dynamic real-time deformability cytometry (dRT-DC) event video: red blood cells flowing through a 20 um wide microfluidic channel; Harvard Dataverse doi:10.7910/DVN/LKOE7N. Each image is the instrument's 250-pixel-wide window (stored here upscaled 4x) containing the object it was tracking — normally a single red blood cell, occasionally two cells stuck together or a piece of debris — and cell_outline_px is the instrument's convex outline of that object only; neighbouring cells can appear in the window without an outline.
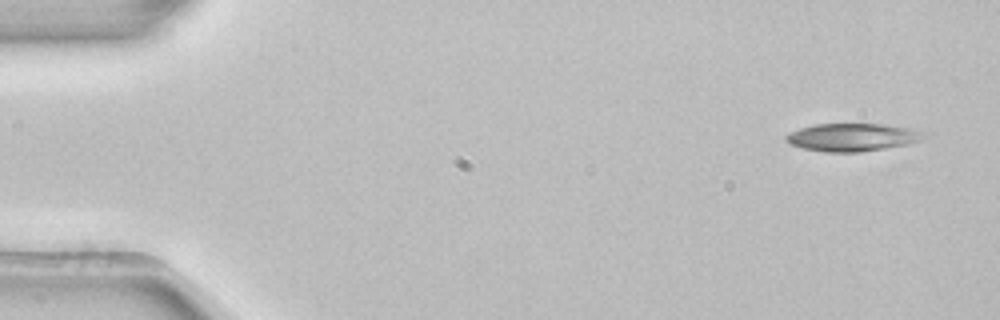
{"species": "common noctule bat (a hibernating species)", "species_latin": "Nyctalus noctula", "temperature_condition": "room temperature", "stored_images_in_passage": 5, "camera_frame_rate_fps": 3000, "um_per_image_px": 0.085, "animal": {"sex": "female", "body_mass_g": 22.7, "forearm_length_mm": 54.2}, "frame": {"image": 1, "passage_image": 1, "time_ms": 0.0, "image_size_px": [1000, 320], "cell_outline_px": [[928, 132], [920, 140], [908, 144], [860, 152], [824, 152], [800, 148], [788, 144], [784, 140], [784, 136], [800, 128], [816, 124], [888, 124], [912, 128]], "centroid_in_image_um": [72.44, 11.66], "position_along_channel_um": 12.6, "area_um2": 22.6}}
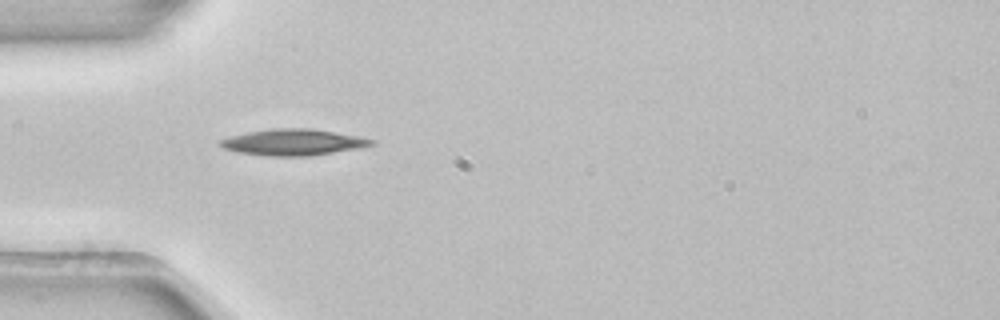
{"frame": {"image": 2, "passage_image": 4, "time_ms": 1.0, "image_size_px": [1000, 320], "cell_outline_px": [[376, 144], [360, 148], [312, 156], [264, 156], [236, 152], [224, 148], [216, 144], [220, 140], [232, 136], [248, 132], [276, 128], [312, 128], [356, 136], [376, 140]], "centroid_in_image_um": [24.93, 12.1], "position_along_channel_um": 60.1, "area_um2": 23.24}}